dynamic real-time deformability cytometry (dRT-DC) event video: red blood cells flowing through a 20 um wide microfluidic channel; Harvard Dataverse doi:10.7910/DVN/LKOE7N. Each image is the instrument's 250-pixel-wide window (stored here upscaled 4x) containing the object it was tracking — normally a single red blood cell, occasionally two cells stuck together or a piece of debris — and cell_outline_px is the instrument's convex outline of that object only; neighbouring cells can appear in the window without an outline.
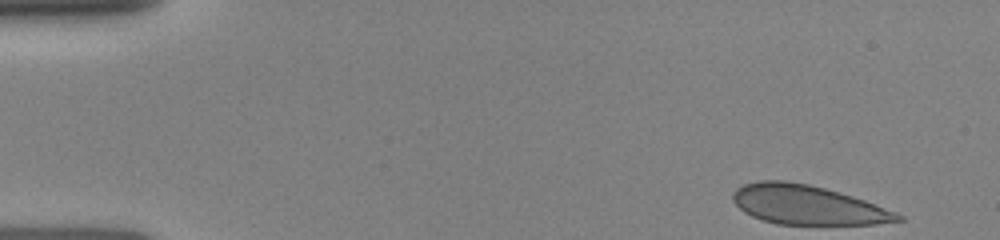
{"species": "human", "species_latin": "Homo sapiens", "temperature_condition": "room temperature", "stored_images_in_passage": 10, "camera_frame_rate_fps": 3000, "um_per_image_px": 0.085, "donor": {"sex": "female"}, "frame": {"image": 1, "passage_image": 1, "time_ms": 0.0, "image_size_px": [1000, 240], "cell_outline_px": [[904, 220], [876, 224], [776, 224], [752, 216], [744, 212], [732, 200], [732, 192], [736, 188], [744, 184], [760, 180], [784, 180], [808, 184], [840, 192], [864, 200], [896, 212], [904, 216]], "centroid_in_image_um": [68.61, 17.41], "position_along_channel_um": 16.4, "area_um2": 37.63}}
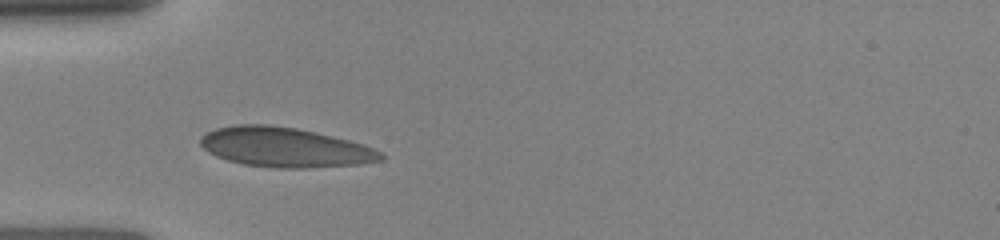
{"frame": {"image": 2, "passage_image": 6, "time_ms": 3.667, "image_size_px": [1000, 240], "cell_outline_px": [[384, 160], [360, 164], [308, 168], [276, 168], [244, 164], [228, 160], [216, 156], [208, 152], [200, 144], [200, 136], [216, 128], [236, 124], [268, 124], [296, 128], [316, 132], [364, 144], [380, 152], [384, 156]], "centroid_in_image_um": [24.21, 12.52], "position_along_channel_um": 60.8, "area_um2": 41.73}}
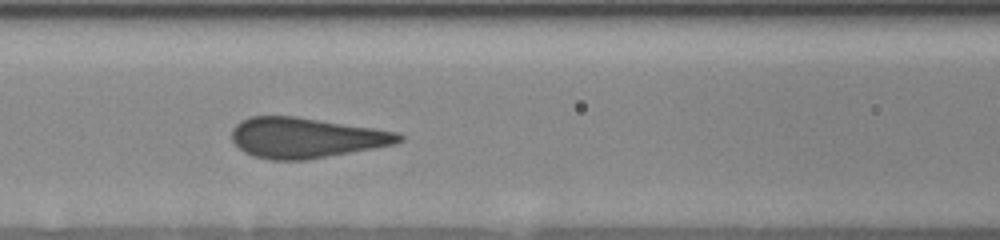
{"frame": {"image": 3, "passage_image": 9, "time_ms": 5.667, "image_size_px": [1000, 240], "cell_outline_px": [[404, 140], [396, 144], [308, 160], [268, 160], [252, 156], [244, 152], [232, 140], [232, 128], [240, 120], [252, 116], [296, 116], [372, 128], [396, 132], [404, 136]], "centroid_in_image_um": [25.98, 11.72], "position_along_channel_um": 140.6, "area_um2": 39.36}}